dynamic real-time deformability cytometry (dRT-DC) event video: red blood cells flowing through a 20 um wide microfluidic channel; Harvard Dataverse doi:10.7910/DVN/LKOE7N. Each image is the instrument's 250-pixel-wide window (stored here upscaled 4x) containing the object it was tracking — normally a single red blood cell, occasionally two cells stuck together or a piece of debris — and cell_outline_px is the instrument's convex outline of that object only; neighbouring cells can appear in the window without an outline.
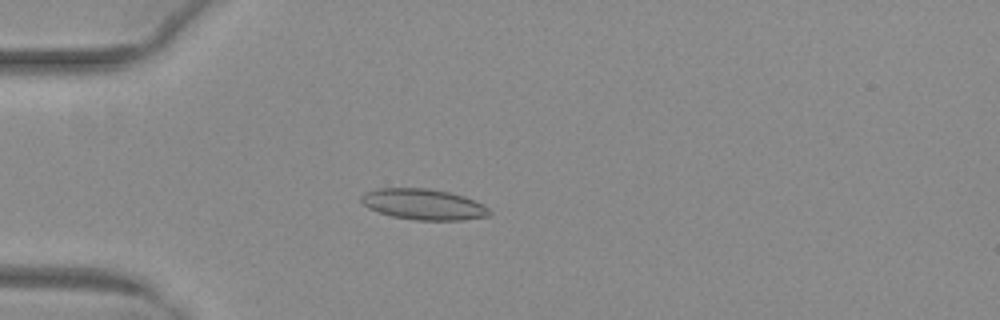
{"species": "common noctule bat (a hibernating species)", "species_latin": "Nyctalus noctula", "temperature_condition": "warm", "stored_images_in_passage": 40, "camera_frame_rate_fps": 3000, "um_per_image_px": 0.085, "animal": {"sex": "female", "body_mass_g": 29.2, "forearm_length_mm": 56.3}, "frame": {"image": 1, "passage_image": 3, "time_ms": 0.667, "image_size_px": [1000, 320], "cell_outline_px": [[492, 212], [488, 216], [464, 220], [416, 220], [392, 216], [368, 208], [360, 200], [360, 196], [364, 192], [376, 188], [428, 188], [448, 192], [464, 196], [476, 200], [484, 204]], "centroid_in_image_um": [36.01, 17.36], "position_along_channel_um": 49.0, "area_um2": 23.18}}
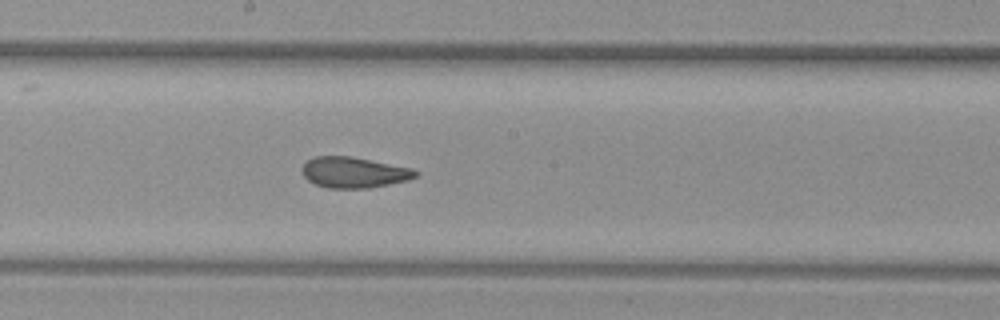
{"frame": {"image": 2, "passage_image": 17, "time_ms": 5.333, "image_size_px": [1000, 320], "cell_outline_px": [[420, 172], [416, 176], [408, 180], [368, 188], [328, 188], [316, 184], [308, 180], [300, 172], [300, 168], [308, 160], [316, 156], [352, 156], [412, 168]], "centroid_in_image_um": [30.07, 14.65], "position_along_channel_um": 218.1, "area_um2": 20.4}}
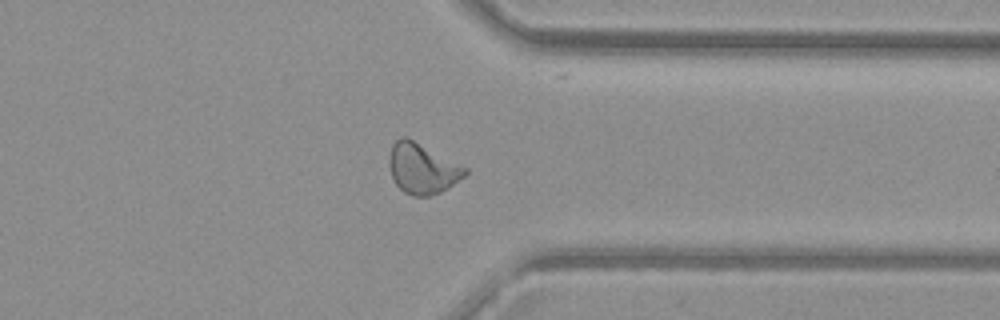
{"frame": {"image": 3, "passage_image": 29, "time_ms": 9.333, "image_size_px": [1000, 320], "cell_outline_px": [[468, 172], [464, 176], [448, 188], [440, 192], [428, 196], [412, 196], [404, 192], [396, 184], [392, 176], [388, 164], [388, 160], [392, 144], [400, 136], [408, 136], [468, 168]], "centroid_in_image_um": [35.88, 14.3], "position_along_channel_um": 375.5, "area_um2": 22.48}, "authors_computed_cell_mechanics": {"area_um2": 21.2126, "velocity_mm_per_s": 4.0076, "shape_relaxation_time_tau1_ms": 9.0571, "shape_relaxation_time_tau2_ms": 1.2596, "deformation_change_tau1": 0.2042, "deformation_change_tau2": 0.0599}}